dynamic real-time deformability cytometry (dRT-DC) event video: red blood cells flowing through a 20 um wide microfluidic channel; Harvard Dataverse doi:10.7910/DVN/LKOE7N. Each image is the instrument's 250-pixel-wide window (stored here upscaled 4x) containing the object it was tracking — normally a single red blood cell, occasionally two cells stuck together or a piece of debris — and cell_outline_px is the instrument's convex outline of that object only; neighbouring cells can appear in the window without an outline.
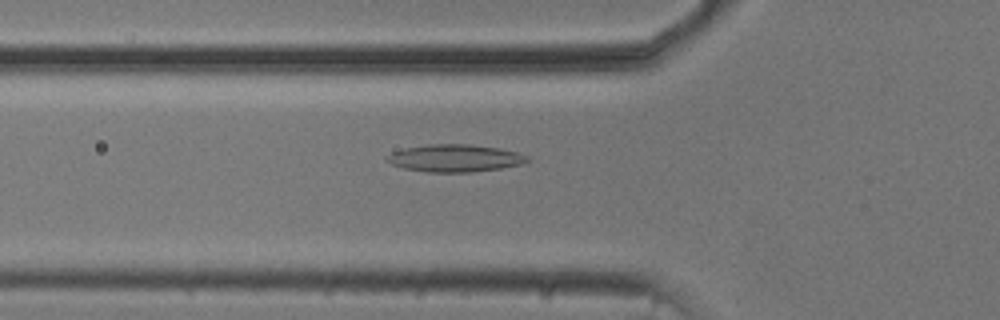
{"species": "common noctule bat (a hibernating species)", "species_latin": "Nyctalus noctula", "temperature_condition": "cold", "stored_images_in_passage": 39, "camera_frame_rate_fps": 3000, "um_per_image_px": 0.085, "animal": {"sex": "male", "body_mass_g": 20.5, "forearm_length_mm": 52.5}, "frame": {"image": 1, "passage_image": 4, "time_ms": 1.0, "image_size_px": [1000, 320], "cell_outline_px": [[532, 160], [520, 164], [500, 168], [472, 172], [428, 172], [404, 168], [392, 164], [384, 160], [384, 156], [392, 152], [404, 148], [428, 144], [472, 144], [500, 148], [516, 152], [528, 156]], "centroid_in_image_um": [38.64, 13.43], "position_along_channel_um": 87.2, "area_um2": 22.54}}
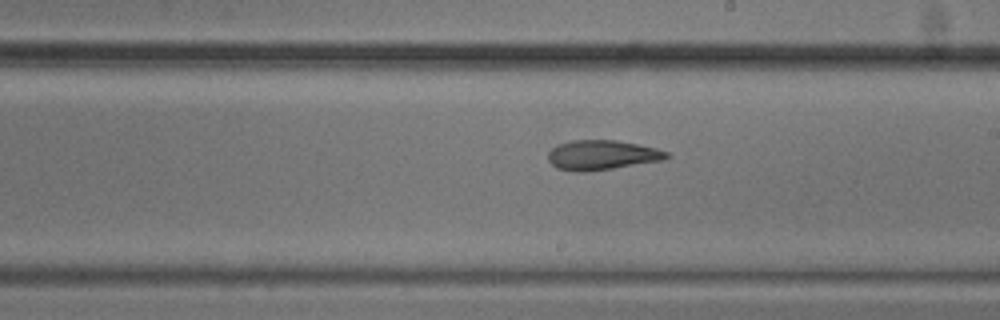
{"frame": {"image": 2, "passage_image": 16, "time_ms": 5.0, "image_size_px": [1000, 320], "cell_outline_px": [[672, 156], [664, 160], [612, 168], [580, 172], [576, 172], [556, 168], [548, 160], [548, 152], [552, 148], [560, 144], [572, 140], [616, 140], [656, 148], [668, 152]], "centroid_in_image_um": [51.17, 13.18], "position_along_channel_um": 237.8, "area_um2": 20.4}}
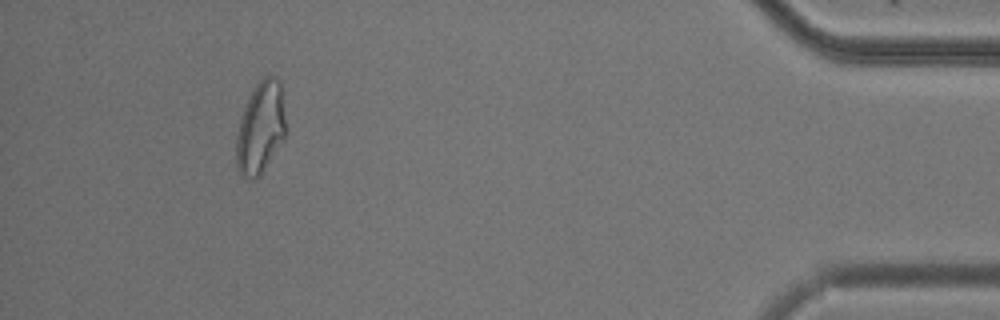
{"frame": {"image": 3, "passage_image": 35, "time_ms": 11.333, "image_size_px": [1000, 320], "cell_outline_px": [[284, 140], [260, 176], [252, 180], [240, 176], [236, 168], [236, 132], [240, 116], [248, 96], [252, 88], [264, 76], [276, 76], [280, 80], [284, 116]], "centroid_in_image_um": [22.1, 10.89], "position_along_channel_um": 413.1, "area_um2": 26.93}, "authors_computed_cell_mechanics": {"area_um2": 21.2126, "velocity_mm_per_s": 3.7512, "shape_relaxation_time_tau1_ms": null, "shape_relaxation_time_tau2_ms": 4.5911, "deformation_change_tau1": null, "deformation_change_tau2": 0.1313}}